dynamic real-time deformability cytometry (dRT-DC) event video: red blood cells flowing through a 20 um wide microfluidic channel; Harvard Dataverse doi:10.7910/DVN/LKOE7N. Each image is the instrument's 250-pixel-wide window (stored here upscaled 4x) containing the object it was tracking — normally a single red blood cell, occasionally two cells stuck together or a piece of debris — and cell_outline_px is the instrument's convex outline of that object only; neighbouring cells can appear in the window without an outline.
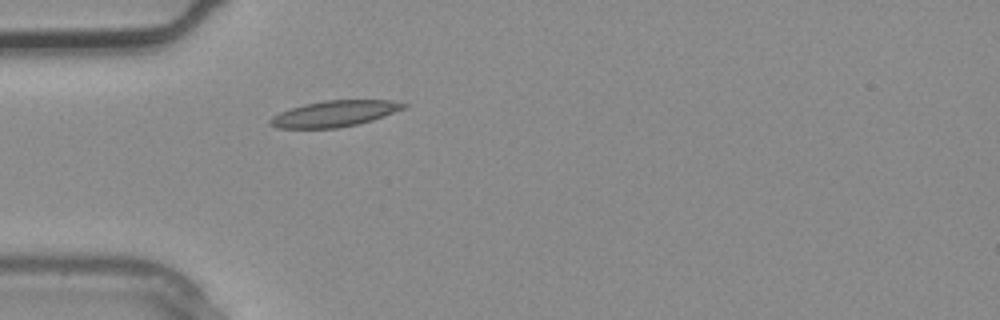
{"species": "common noctule bat (a hibernating species)", "species_latin": "Nyctalus noctula", "temperature_condition": "warm", "stored_images_in_passage": 2, "camera_frame_rate_fps": 3000, "um_per_image_px": 0.085, "animal": {"sex": "male", "body_mass_g": 20.4}, "frame": {"image": 1, "passage_image": 2, "time_ms": 0.333, "image_size_px": [1000, 320], "cell_outline_px": [[408, 104], [404, 108], [384, 116], [372, 120], [356, 124], [336, 128], [276, 128], [268, 124], [268, 120], [272, 116], [280, 112], [304, 104], [324, 100], [392, 100]], "centroid_in_image_um": [28.4, 9.66], "position_along_channel_um": 56.6, "area_um2": 20.17}}